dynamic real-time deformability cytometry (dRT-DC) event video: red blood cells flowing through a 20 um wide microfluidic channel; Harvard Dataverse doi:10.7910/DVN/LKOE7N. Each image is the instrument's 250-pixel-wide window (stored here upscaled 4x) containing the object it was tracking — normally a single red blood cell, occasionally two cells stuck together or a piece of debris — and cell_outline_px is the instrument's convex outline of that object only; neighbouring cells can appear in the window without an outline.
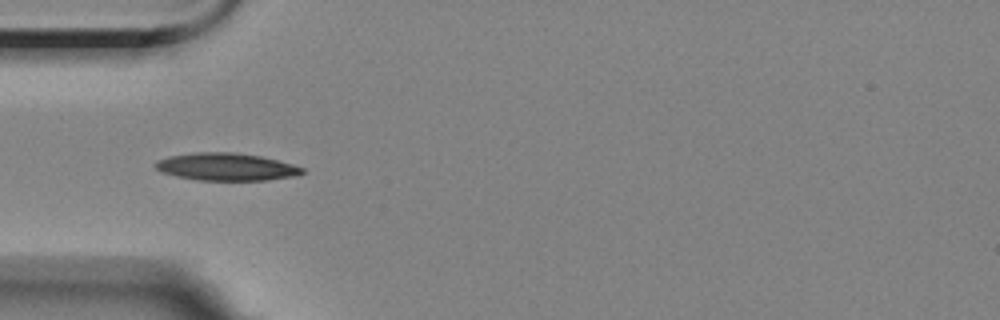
{"species": "Egyptian fruit bat (a non-hibernating species)", "species_latin": "Rousettus aegyptiacus", "temperature_condition": "room temperature", "stored_images_in_passage": 5, "camera_frame_rate_fps": 3000, "um_per_image_px": 0.085, "animal": {"sex": "female"}, "frame": {"image": 1, "passage_image": 3, "time_ms": 3.333, "image_size_px": [1000, 320], "cell_outline_px": [[304, 172], [296, 176], [268, 180], [196, 180], [176, 176], [160, 172], [152, 164], [156, 160], [168, 156], [192, 152], [236, 152], [260, 156], [292, 164], [304, 168]], "centroid_in_image_um": [19.18, 14.17], "position_along_channel_um": 65.8, "area_um2": 23.76}}
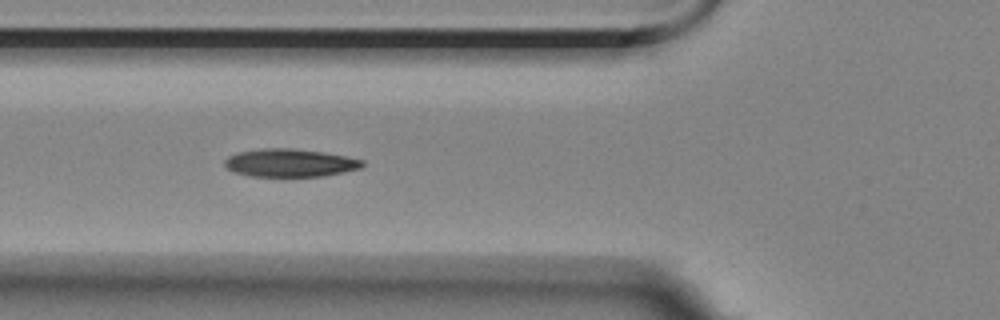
{"frame": {"image": 2, "passage_image": 4, "time_ms": 4.333, "image_size_px": [1000, 320], "cell_outline_px": [[364, 164], [360, 168], [320, 176], [248, 176], [236, 172], [228, 168], [224, 164], [224, 160], [228, 156], [236, 152], [264, 148], [292, 148], [324, 152], [364, 160]], "centroid_in_image_um": [24.6, 13.83], "position_along_channel_um": 101.2, "area_um2": 22.25}}
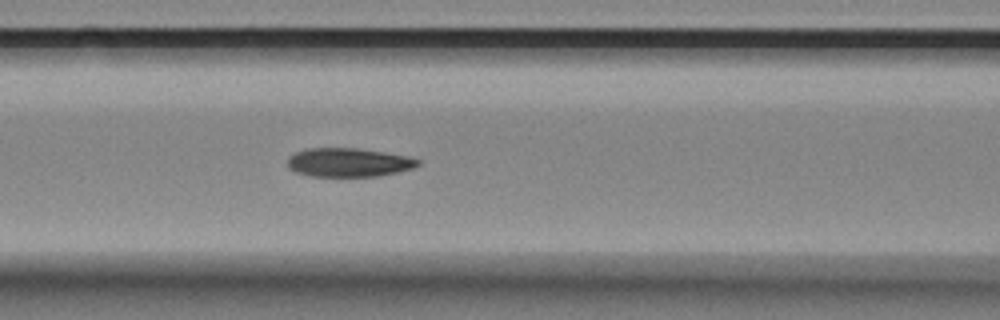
{"frame": {"image": 3, "passage_image": 5, "time_ms": 5.333, "image_size_px": [1000, 320], "cell_outline_px": [[420, 164], [412, 168], [396, 172], [376, 176], [312, 176], [296, 172], [288, 168], [288, 156], [296, 152], [308, 148], [356, 148], [408, 156], [420, 160]], "centroid_in_image_um": [29.6, 13.8], "position_along_channel_um": 137.0, "area_um2": 21.68}}